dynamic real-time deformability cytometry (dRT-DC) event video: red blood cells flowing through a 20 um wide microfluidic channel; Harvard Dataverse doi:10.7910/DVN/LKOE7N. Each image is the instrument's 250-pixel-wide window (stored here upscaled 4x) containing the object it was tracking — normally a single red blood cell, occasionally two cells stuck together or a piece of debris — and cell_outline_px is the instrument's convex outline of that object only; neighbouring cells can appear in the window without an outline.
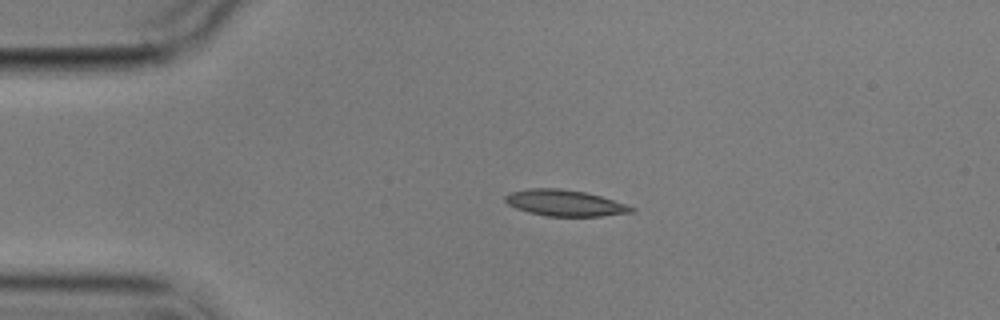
{"species": "common noctule bat (a hibernating species)", "species_latin": "Nyctalus noctula", "temperature_condition": "cold", "stored_images_in_passage": 3, "camera_frame_rate_fps": 3000, "um_per_image_px": 0.085, "animal": {"sex": "male", "body_mass_g": 17.9}, "frame": {"image": 1, "passage_image": 1, "time_ms": 0.0, "image_size_px": [1000, 320], "cell_outline_px": [[636, 212], [600, 216], [544, 216], [528, 212], [516, 208], [508, 204], [504, 200], [504, 196], [512, 192], [528, 188], [560, 188], [584, 192], [600, 196], [636, 208]], "centroid_in_image_um": [47.99, 17.26], "position_along_channel_um": 37.0, "area_um2": 19.19}}
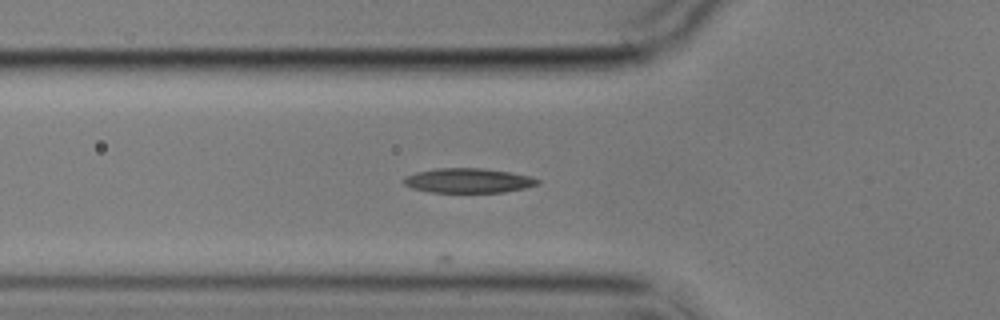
{"frame": {"image": 2, "passage_image": 3, "time_ms": 2.333, "image_size_px": [1000, 320], "cell_outline_px": [[540, 184], [524, 188], [504, 192], [432, 192], [412, 188], [404, 184], [404, 176], [416, 172], [436, 168], [484, 168], [532, 176], [540, 180]], "centroid_in_image_um": [39.81, 15.34], "position_along_channel_um": 86.0, "area_um2": 19.19}}